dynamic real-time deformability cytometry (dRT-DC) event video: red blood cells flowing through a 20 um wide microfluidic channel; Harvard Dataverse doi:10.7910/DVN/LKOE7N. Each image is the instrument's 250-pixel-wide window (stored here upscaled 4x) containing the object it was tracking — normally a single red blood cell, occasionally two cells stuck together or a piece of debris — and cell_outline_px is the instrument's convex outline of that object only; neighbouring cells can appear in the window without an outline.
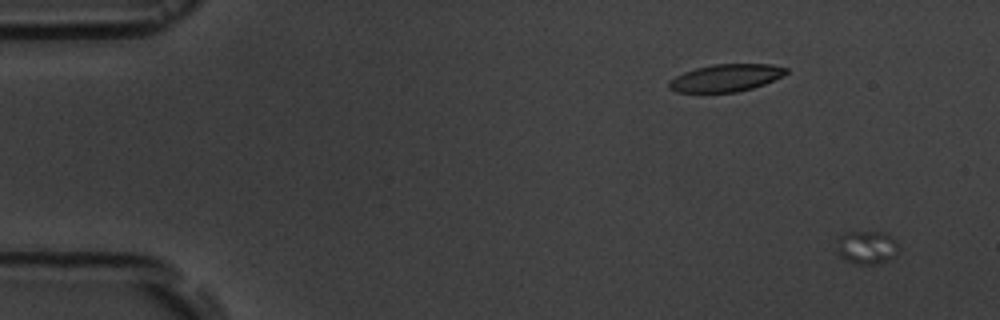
{"species": "common noctule bat (a hibernating species)", "species_latin": "Nyctalus noctula", "temperature_condition": "room temperature", "stored_images_in_passage": 6, "camera_frame_rate_fps": 3000, "um_per_image_px": 0.085, "animal": {"sex": "male", "body_mass_g": 19.5, "forearm_length_mm": 54.6}, "frame": {"image": 1, "passage_image": 1, "time_ms": 0.0, "image_size_px": [1000, 320], "cell_outline_px": [[900, 248], [896, 256], [872, 264], [856, 264], [844, 260], [836, 252], [836, 240], [844, 232], [884, 232]], "centroid_in_image_um": [73.6, 21.03], "position_along_channel_um": 11.4, "area_um2": 11.96}}